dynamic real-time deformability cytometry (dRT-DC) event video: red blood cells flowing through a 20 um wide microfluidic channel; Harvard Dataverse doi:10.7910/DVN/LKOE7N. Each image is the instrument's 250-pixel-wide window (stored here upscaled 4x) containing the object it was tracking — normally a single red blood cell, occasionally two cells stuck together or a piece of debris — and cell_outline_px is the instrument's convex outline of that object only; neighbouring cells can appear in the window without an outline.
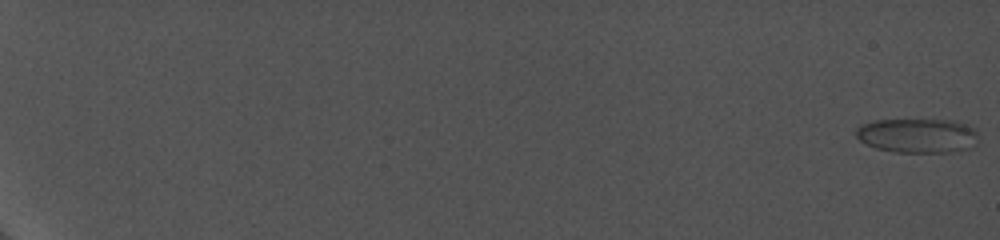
{"species": "common noctule bat (a hibernating species)", "species_latin": "Nyctalus noctula", "temperature_condition": "cold", "stored_images_in_passage": 26, "camera_frame_rate_fps": 5000, "um_per_image_px": 0.085, "animal": {"sex": "female", "body_mass_g": 19.0, "forearm_length_mm": 56.7}, "frame": {"image": 1, "passage_image": 1, "time_ms": 0.0, "image_size_px": [1000, 240], "cell_outline_px": [[976, 136], [968, 148], [948, 152], [896, 152], [876, 148], [860, 140], [856, 136], [856, 128], [864, 124], [876, 120], [956, 120], [976, 128]], "centroid_in_image_um": [77.97, 11.51], "position_along_channel_um": 7.0, "area_um2": 24.16}}